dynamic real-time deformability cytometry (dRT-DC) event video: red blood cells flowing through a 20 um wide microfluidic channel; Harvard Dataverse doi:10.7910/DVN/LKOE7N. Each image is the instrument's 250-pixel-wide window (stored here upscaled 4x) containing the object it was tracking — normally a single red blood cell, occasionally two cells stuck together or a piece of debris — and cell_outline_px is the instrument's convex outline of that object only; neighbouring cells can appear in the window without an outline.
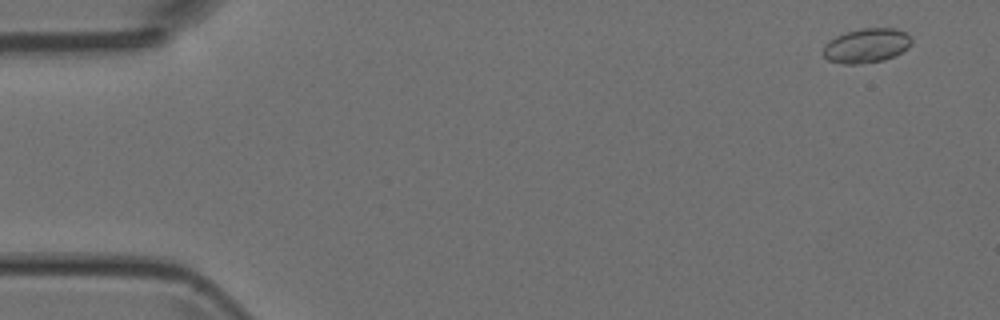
{"species": "Egyptian fruit bat (a non-hibernating species)", "species_latin": "Rousettus aegyptiacus", "temperature_condition": "room temperature", "stored_images_in_passage": 8, "camera_frame_rate_fps": 3000, "um_per_image_px": 0.085, "animal": {"sex": "female"}, "frame": {"image": 1, "passage_image": 1, "time_ms": 0.0, "image_size_px": [1000, 320], "cell_outline_px": [[912, 40], [908, 48], [884, 60], [856, 64], [844, 64], [828, 60], [824, 56], [824, 44], [828, 40], [836, 36], [848, 32], [864, 28], [896, 28], [908, 32]], "centroid_in_image_um": [73.66, 3.86], "position_along_channel_um": 11.3, "area_um2": 17.63}}
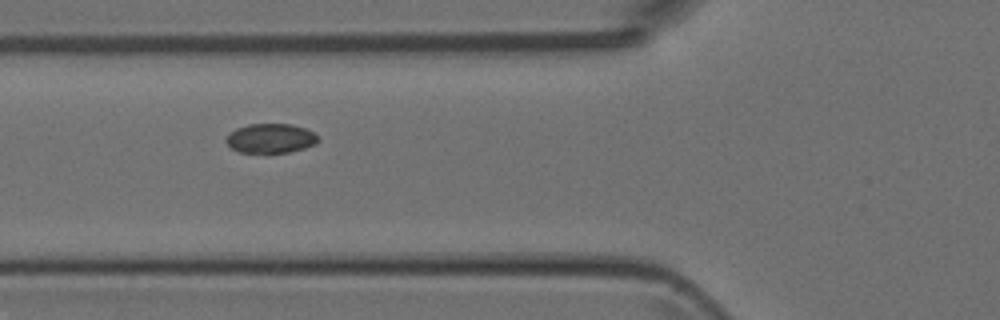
{"frame": {"image": 2, "passage_image": 5, "time_ms": 5.333, "image_size_px": [1000, 320], "cell_outline_px": [[320, 140], [316, 144], [304, 148], [288, 152], [240, 152], [232, 148], [224, 140], [236, 128], [248, 124], [292, 124], [304, 128], [312, 132]], "centroid_in_image_um": [23.01, 11.75], "position_along_channel_um": 102.8, "area_um2": 15.55}}
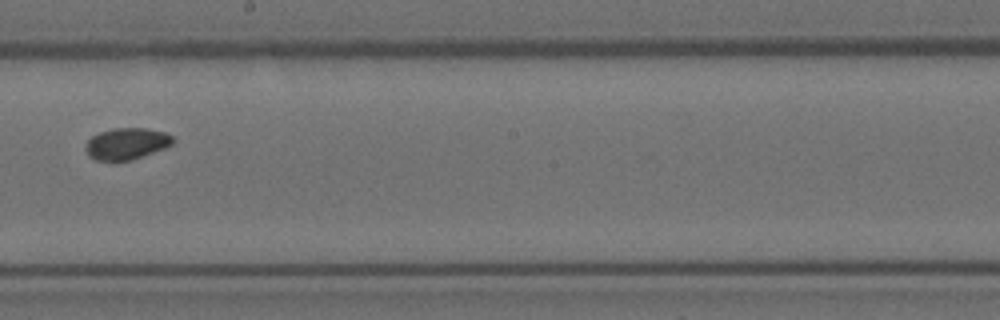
{"frame": {"image": 3, "passage_image": 8, "time_ms": 8.667, "image_size_px": [1000, 320], "cell_outline_px": [[176, 140], [172, 144], [164, 148], [128, 160], [112, 164], [96, 160], [88, 156], [84, 148], [88, 140], [92, 136], [100, 132], [116, 128], [148, 128], [164, 132], [172, 136]], "centroid_in_image_um": [10.71, 12.24], "position_along_channel_um": 237.5, "area_um2": 16.3}}